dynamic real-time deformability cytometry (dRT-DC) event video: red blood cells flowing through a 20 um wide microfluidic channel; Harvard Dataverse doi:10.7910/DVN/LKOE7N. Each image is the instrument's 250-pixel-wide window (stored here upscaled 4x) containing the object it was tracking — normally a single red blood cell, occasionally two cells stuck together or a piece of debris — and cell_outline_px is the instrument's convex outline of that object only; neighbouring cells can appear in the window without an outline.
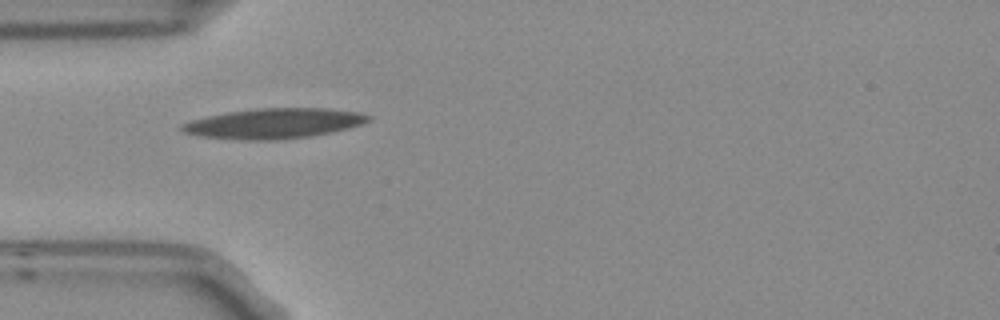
{"species": "Egyptian fruit bat (a non-hibernating species)", "species_latin": "Rousettus aegyptiacus", "temperature_condition": "room temperature", "stored_images_in_passage": 3, "camera_frame_rate_fps": 3000, "um_per_image_px": 0.085, "frame": {"image": 1, "passage_image": 1, "time_ms": 0.0, "image_size_px": [1000, 320], "cell_outline_px": [[372, 120], [348, 128], [332, 132], [312, 136], [276, 140], [244, 140], [200, 136], [184, 132], [180, 128], [180, 124], [192, 120], [208, 116], [228, 112], [256, 108], [328, 108], [360, 112], [372, 116]], "centroid_in_image_um": [23.32, 10.49], "position_along_channel_um": 61.7, "area_um2": 32.83}}
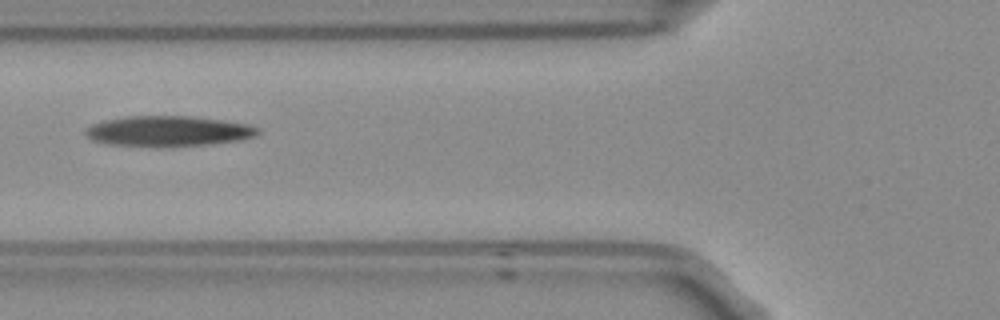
{"frame": {"image": 2, "passage_image": 2, "time_ms": 0.333, "image_size_px": [1000, 320], "cell_outline_px": [[260, 132], [256, 136], [240, 140], [204, 144], [108, 144], [92, 140], [84, 132], [92, 124], [104, 120], [124, 116], [188, 116], [224, 120], [248, 124], [260, 128]], "centroid_in_image_um": [14.34, 11.1], "position_along_channel_um": 111.5, "area_um2": 29.48}}